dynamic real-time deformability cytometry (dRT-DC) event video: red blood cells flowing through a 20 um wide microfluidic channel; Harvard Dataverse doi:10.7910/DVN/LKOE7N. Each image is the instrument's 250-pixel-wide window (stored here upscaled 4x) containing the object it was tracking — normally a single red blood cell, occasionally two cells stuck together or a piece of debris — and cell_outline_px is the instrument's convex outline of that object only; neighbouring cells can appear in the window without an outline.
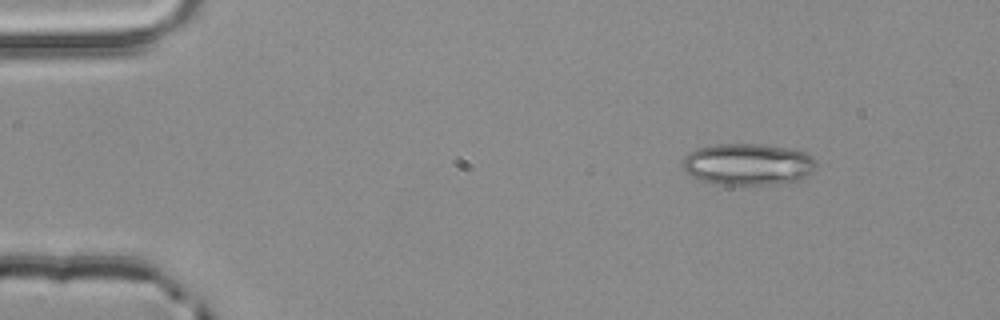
{"species": "common noctule bat (a hibernating species)", "species_latin": "Nyctalus noctula", "temperature_condition": "room temperature", "stored_images_in_passage": 2, "camera_frame_rate_fps": 3000, "um_per_image_px": 0.085, "animal": {"sex": "male", "body_mass_g": 20.4}, "frame": {"image": 1, "passage_image": 1, "time_ms": 0.0, "image_size_px": [1000, 320], "cell_outline_px": [[816, 168], [804, 180], [776, 184], [712, 184], [700, 180], [692, 176], [684, 168], [684, 156], [688, 152], [696, 148], [716, 144], [760, 144], [792, 148], [808, 152], [816, 160]], "centroid_in_image_um": [63.64, 13.96], "position_along_channel_um": 21.4, "area_um2": 32.89}}